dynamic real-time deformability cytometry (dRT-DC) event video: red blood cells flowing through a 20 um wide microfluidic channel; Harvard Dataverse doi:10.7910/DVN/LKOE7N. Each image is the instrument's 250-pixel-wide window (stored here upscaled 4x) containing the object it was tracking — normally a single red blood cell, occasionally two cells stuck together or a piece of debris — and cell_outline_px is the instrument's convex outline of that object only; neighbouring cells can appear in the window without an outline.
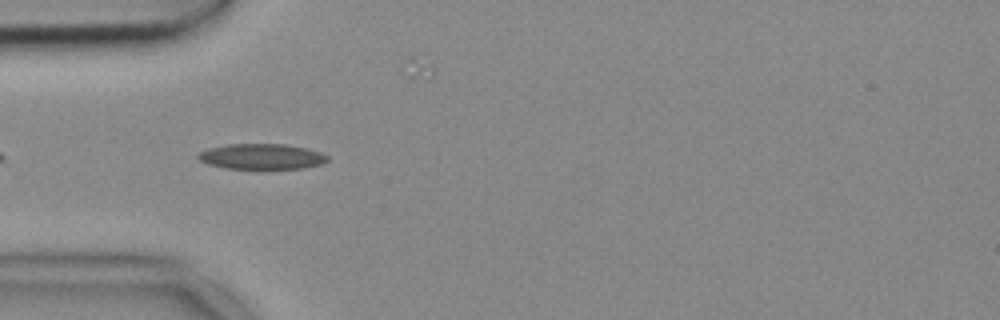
{"species": "common noctule bat (a hibernating species)", "species_latin": "Nyctalus noctula", "temperature_condition": "cold", "stored_images_in_passage": 4, "camera_frame_rate_fps": 3000, "um_per_image_px": 0.085, "animal": {"sex": "female", "body_mass_g": 18.4}, "frame": {"image": 1, "passage_image": 2, "time_ms": 0.333, "image_size_px": [1000, 320], "cell_outline_px": [[328, 160], [324, 164], [304, 168], [224, 168], [208, 164], [200, 160], [196, 156], [200, 152], [208, 148], [228, 144], [284, 144], [304, 148], [320, 152], [328, 156]], "centroid_in_image_um": [22.24, 13.3], "position_along_channel_um": 62.8, "area_um2": 19.07}}